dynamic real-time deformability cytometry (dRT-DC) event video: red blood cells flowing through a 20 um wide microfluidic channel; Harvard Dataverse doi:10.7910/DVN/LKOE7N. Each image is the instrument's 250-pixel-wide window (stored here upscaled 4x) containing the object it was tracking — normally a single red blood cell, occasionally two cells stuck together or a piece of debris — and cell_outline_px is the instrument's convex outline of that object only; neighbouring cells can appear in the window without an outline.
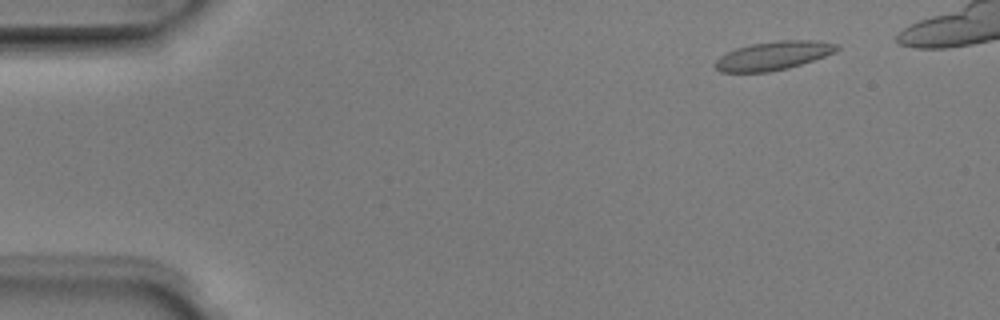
{"species": "Egyptian fruit bat (a non-hibernating species)", "species_latin": "Rousettus aegyptiacus", "temperature_condition": "room temperature", "stored_images_in_passage": 4, "camera_frame_rate_fps": 3000, "um_per_image_px": 0.085, "animal": {"sex": "male"}, "frame": {"image": 1, "passage_image": 2, "time_ms": 0.333, "image_size_px": [1000, 320], "cell_outline_px": [[840, 48], [836, 52], [788, 68], [768, 72], [720, 72], [712, 64], [720, 56], [736, 48], [752, 44], [776, 40], [812, 40], [840, 44]], "centroid_in_image_um": [65.73, 4.73], "position_along_channel_um": 19.3, "area_um2": 20.29}}